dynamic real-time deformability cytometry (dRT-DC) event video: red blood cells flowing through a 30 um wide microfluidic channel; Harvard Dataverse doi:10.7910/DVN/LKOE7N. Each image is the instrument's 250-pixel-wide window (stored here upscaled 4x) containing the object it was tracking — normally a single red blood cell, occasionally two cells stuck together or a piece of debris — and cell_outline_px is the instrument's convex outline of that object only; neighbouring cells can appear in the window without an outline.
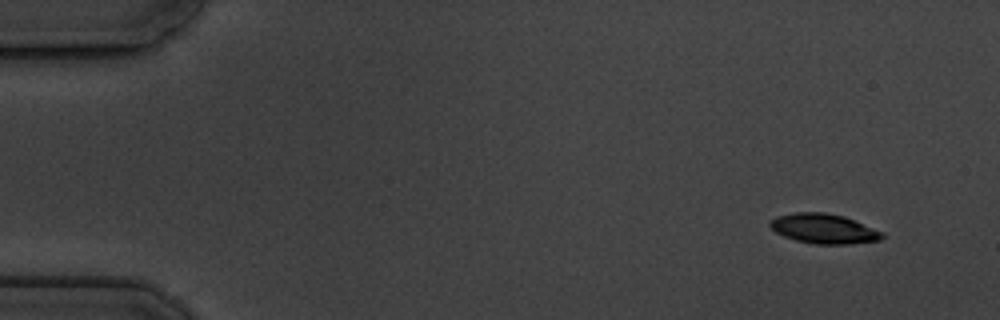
{"species": "common noctule bat (a hibernating species)", "species_latin": "Nyctalus noctula", "temperature_condition": "cold", "stored_images_in_passage": 5, "segment_of_instrument_passage": [1, 2], "camera_frame_rate_fps": 3000, "um_per_image_px": 0.085, "animal": {"sex": "male", "body_mass_g": 19.5, "forearm_length_mm": 54.6}, "frame": {"image": 1, "passage_image": 1, "time_ms": 0.0, "image_size_px": [1000, 320], "cell_outline_px": [[884, 236], [880, 240], [848, 244], [816, 244], [796, 240], [784, 236], [776, 232], [768, 224], [776, 216], [792, 212], [824, 212], [844, 216], [884, 232]], "centroid_in_image_um": [70.03, 19.43], "position_along_channel_um": 15.0, "area_um2": 19.42}}
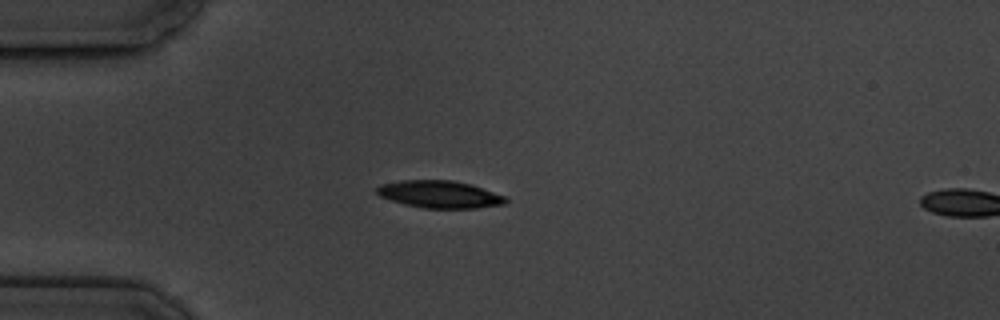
{"frame": {"image": 2, "passage_image": 4, "time_ms": 3.667, "image_size_px": [1000, 320], "cell_outline_px": [[508, 200], [504, 204], [476, 208], [424, 208], [404, 204], [380, 196], [376, 192], [376, 188], [380, 184], [400, 180], [452, 180], [472, 184], [504, 196]], "centroid_in_image_um": [37.35, 16.51], "position_along_channel_um": 47.6, "area_um2": 20.46}}